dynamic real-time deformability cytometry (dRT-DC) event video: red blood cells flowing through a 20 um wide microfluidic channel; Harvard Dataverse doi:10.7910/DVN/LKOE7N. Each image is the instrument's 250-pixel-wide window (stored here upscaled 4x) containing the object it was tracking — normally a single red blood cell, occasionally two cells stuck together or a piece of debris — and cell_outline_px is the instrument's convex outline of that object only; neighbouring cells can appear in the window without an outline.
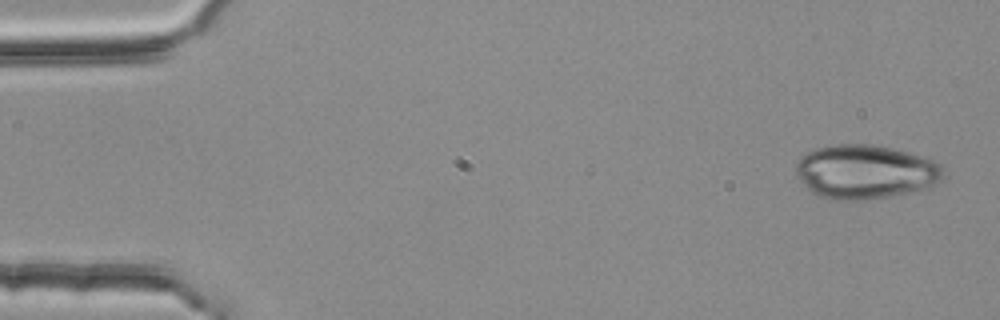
{"species": "common noctule bat (a hibernating species)", "species_latin": "Nyctalus noctula", "temperature_condition": "room temperature", "stored_images_in_passage": 4, "camera_frame_rate_fps": 3000, "um_per_image_px": 0.085, "animal": {"sex": "female", "body_mass_g": 25.1}, "frame": {"image": 1, "passage_image": 1, "time_ms": 0.0, "image_size_px": [1000, 320], "cell_outline_px": [[944, 176], [936, 184], [888, 196], [864, 200], [832, 200], [820, 196], [812, 192], [800, 180], [796, 172], [796, 164], [800, 156], [816, 148], [836, 144], [876, 144], [908, 152], [932, 160], [940, 164], [944, 172]], "centroid_in_image_um": [73.51, 14.59], "position_along_channel_um": 11.5, "area_um2": 46.07}}